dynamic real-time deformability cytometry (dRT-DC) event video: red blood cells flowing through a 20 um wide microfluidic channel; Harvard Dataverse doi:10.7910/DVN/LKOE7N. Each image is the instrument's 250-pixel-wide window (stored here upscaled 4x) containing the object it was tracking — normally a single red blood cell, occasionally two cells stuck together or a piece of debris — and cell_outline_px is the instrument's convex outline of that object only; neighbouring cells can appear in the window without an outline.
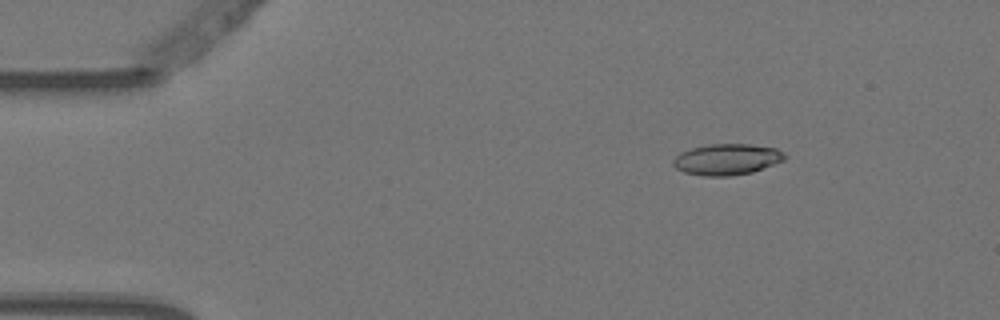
{"species": "Egyptian fruit bat (a non-hibernating species)", "species_latin": "Rousettus aegyptiacus", "temperature_condition": "warm", "stored_images_in_passage": 5, "camera_frame_rate_fps": 3000, "um_per_image_px": 0.085, "animal": {"sex": "female"}, "frame": {"image": 1, "passage_image": 3, "time_ms": 0.667, "image_size_px": [1000, 320], "cell_outline_px": [[788, 156], [784, 160], [752, 172], [728, 176], [704, 176], [684, 172], [676, 168], [672, 164], [672, 160], [680, 152], [692, 148], [708, 144], [752, 144], [776, 148], [784, 152]], "centroid_in_image_um": [61.79, 13.54], "position_along_channel_um": 23.2, "area_um2": 20.29}}
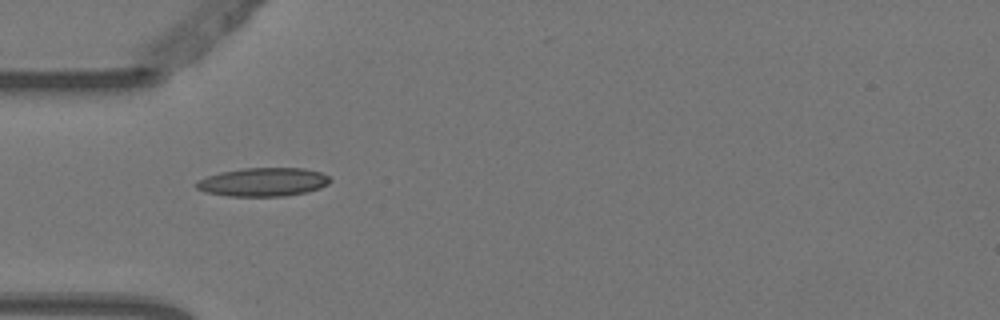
{"frame": {"image": 2, "passage_image": 5, "time_ms": 1.333, "image_size_px": [1000, 320], "cell_outline_px": [[332, 180], [328, 184], [320, 188], [308, 192], [284, 196], [228, 196], [204, 192], [196, 188], [192, 184], [196, 180], [220, 172], [244, 168], [304, 168], [320, 172], [328, 176]], "centroid_in_image_um": [22.34, 15.47], "position_along_channel_um": 62.7, "area_um2": 22.48}}